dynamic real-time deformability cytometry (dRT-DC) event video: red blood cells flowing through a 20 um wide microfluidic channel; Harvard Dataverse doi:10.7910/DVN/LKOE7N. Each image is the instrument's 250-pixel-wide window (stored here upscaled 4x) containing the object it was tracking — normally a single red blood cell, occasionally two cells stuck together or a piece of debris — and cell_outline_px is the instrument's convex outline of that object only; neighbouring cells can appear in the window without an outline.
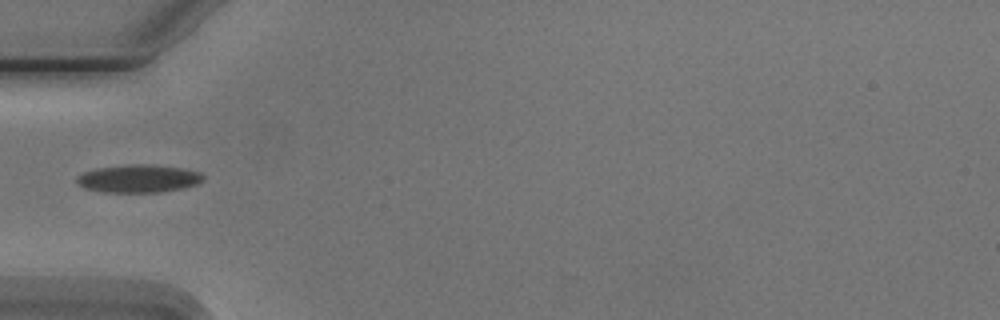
{"species": "Egyptian fruit bat (a non-hibernating species)", "species_latin": "Rousettus aegyptiacus", "temperature_condition": "cold", "stored_images_in_passage": 5, "camera_frame_rate_fps": 3000, "um_per_image_px": 0.085, "animal": {"sex": "male"}, "frame": {"image": 1, "passage_image": 4, "time_ms": 3.333, "image_size_px": [1000, 320], "cell_outline_px": [[204, 180], [200, 184], [160, 192], [104, 192], [84, 188], [76, 180], [76, 176], [84, 172], [96, 168], [128, 164], [152, 164], [184, 168], [200, 172], [204, 176]], "centroid_in_image_um": [11.81, 15.17], "position_along_channel_um": 73.2, "area_um2": 20.69}}
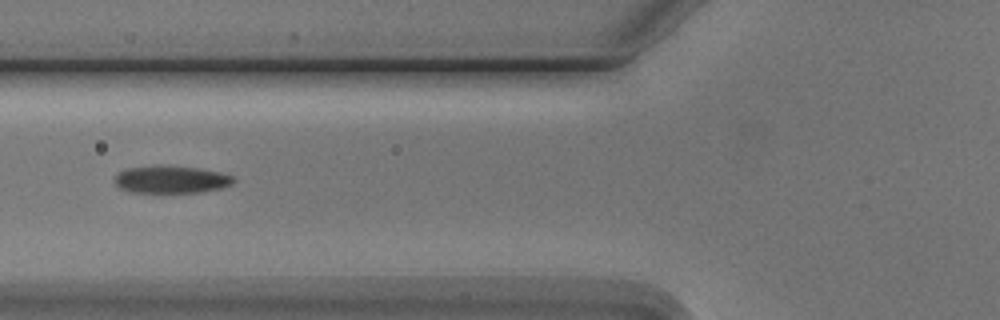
{"frame": {"image": 2, "passage_image": 5, "time_ms": 4.333, "image_size_px": [1000, 320], "cell_outline_px": [[236, 180], [232, 184], [220, 188], [200, 192], [132, 192], [120, 188], [112, 180], [120, 172], [128, 168], [160, 164], [196, 168], [220, 172], [232, 176]], "centroid_in_image_um": [14.53, 15.24], "position_along_channel_um": 111.3, "area_um2": 19.02}}